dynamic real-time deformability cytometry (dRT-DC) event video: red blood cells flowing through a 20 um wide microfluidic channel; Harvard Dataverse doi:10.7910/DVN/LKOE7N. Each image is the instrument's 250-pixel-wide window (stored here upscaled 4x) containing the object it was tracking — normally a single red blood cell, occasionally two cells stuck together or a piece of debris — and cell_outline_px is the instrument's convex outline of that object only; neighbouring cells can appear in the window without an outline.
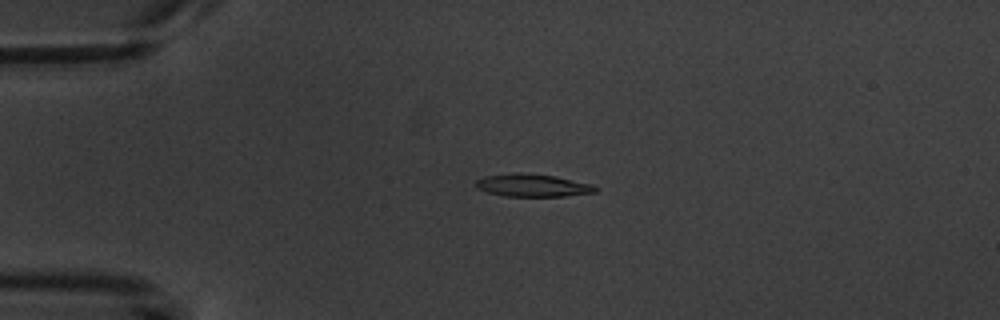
{"species": "common noctule bat (a hibernating species)", "species_latin": "Nyctalus noctula", "temperature_condition": "warm", "stored_images_in_passage": 4, "camera_frame_rate_fps": 3000, "um_per_image_px": 0.085, "animal": {"sex": "male", "body_mass_g": 20.1, "forearm_length_mm": 53.5}, "frame": {"image": 1, "passage_image": 2, "time_ms": 2.0, "image_size_px": [1000, 320], "cell_outline_px": [[600, 188], [596, 192], [564, 196], [504, 196], [488, 192], [476, 188], [476, 180], [484, 176], [516, 172], [520, 172], [556, 176], [592, 184]], "centroid_in_image_um": [45.28, 15.75], "position_along_channel_um": 39.7, "area_um2": 15.9}}